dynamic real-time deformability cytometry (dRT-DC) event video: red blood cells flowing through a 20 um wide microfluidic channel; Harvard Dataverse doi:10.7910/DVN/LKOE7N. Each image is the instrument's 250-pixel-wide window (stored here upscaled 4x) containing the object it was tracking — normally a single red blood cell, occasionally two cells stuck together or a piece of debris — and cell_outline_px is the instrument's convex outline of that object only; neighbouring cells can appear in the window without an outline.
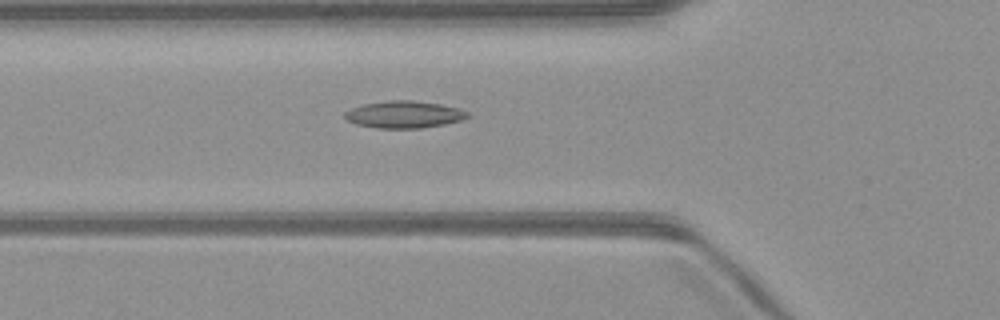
{"species": "common noctule bat (a hibernating species)", "species_latin": "Nyctalus noctula", "temperature_condition": "warm", "stored_images_in_passage": 46, "camera_frame_rate_fps": 3000, "um_per_image_px": 0.085, "animal": {"sex": "male", "body_mass_g": 23.1, "forearm_length_mm": 52.7}, "frame": {"image": 1, "passage_image": 13, "time_ms": 4.0, "image_size_px": [1000, 320], "cell_outline_px": [[468, 116], [460, 120], [444, 124], [420, 128], [376, 128], [356, 124], [348, 120], [344, 116], [344, 112], [352, 108], [364, 104], [388, 100], [412, 100], [440, 104], [456, 108], [468, 112]], "centroid_in_image_um": [34.31, 9.73], "position_along_channel_um": 91.5, "area_um2": 19.13}}
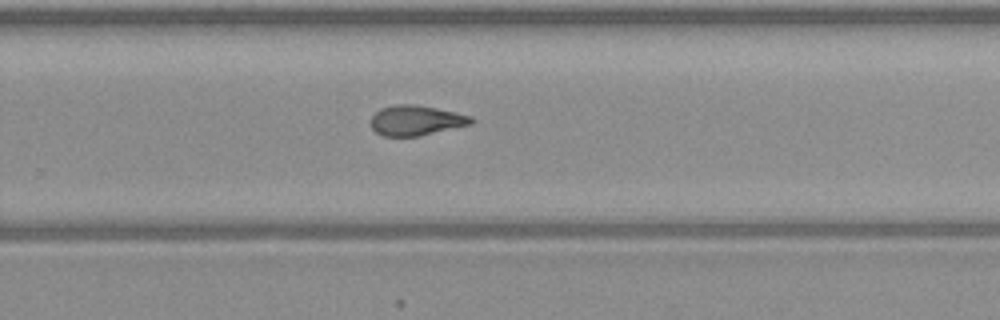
{"frame": {"image": 2, "passage_image": 28, "time_ms": 9.0, "image_size_px": [1000, 320], "cell_outline_px": [[476, 120], [472, 124], [420, 136], [384, 136], [376, 132], [372, 128], [368, 120], [380, 108], [396, 104], [412, 104], [436, 108], [472, 116]], "centroid_in_image_um": [35.35, 10.24], "position_along_channel_um": 294.4, "area_um2": 17.74}}
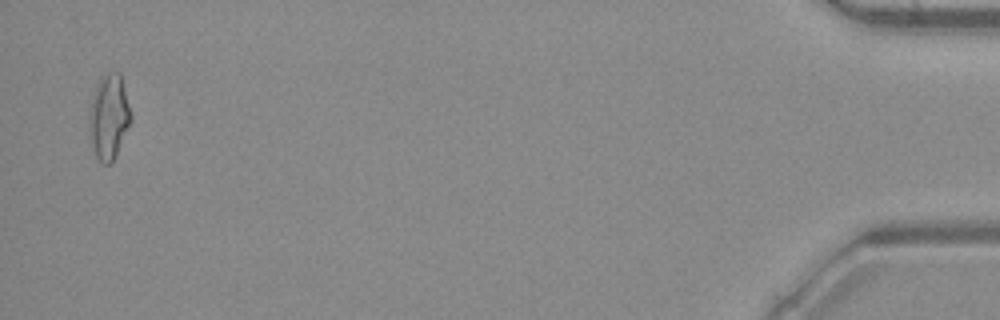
{"frame": {"image": 3, "passage_image": 45, "time_ms": 14.667, "image_size_px": [1000, 320], "cell_outline_px": [[132, 120], [112, 160], [108, 164], [104, 164], [96, 156], [88, 132], [88, 116], [92, 100], [100, 76], [104, 72], [120, 72], [132, 116]], "centroid_in_image_um": [9.24, 9.88], "position_along_channel_um": 426.0, "area_um2": 20.4}, "authors_computed_cell_mechanics": {"area_um2": 18.1203, "velocity_mm_per_s": 4.0412, "shape_relaxation_time_tau1_ms": null, "shape_relaxation_time_tau2_ms": 3.1533, "deformation_change_tau1": null, "deformation_change_tau2": 0.114}}